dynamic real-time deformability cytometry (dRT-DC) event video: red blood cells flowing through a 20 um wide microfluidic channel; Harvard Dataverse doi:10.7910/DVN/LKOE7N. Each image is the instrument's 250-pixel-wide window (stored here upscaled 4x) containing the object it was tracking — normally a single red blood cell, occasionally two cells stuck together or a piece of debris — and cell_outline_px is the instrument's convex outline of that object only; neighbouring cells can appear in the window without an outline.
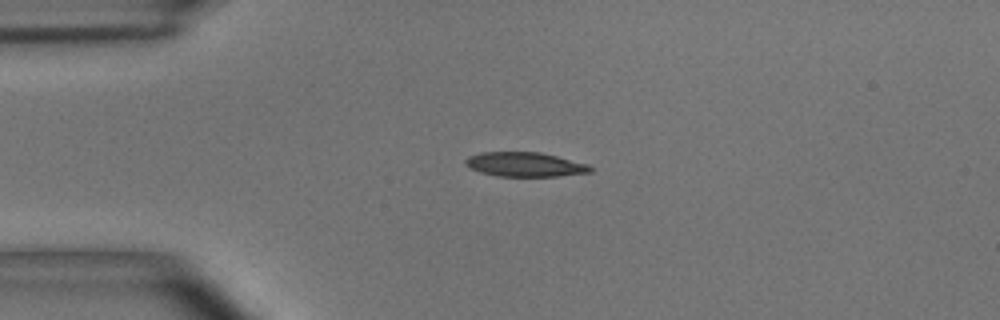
{"species": "common noctule bat (a hibernating species)", "species_latin": "Nyctalus noctula", "temperature_condition": "room temperature", "stored_images_in_passage": 4, "camera_frame_rate_fps": 3000, "um_per_image_px": 0.085, "animal": {"sex": "male", "body_mass_g": 15.6}, "frame": {"image": 1, "passage_image": 4, "time_ms": 1.0, "image_size_px": [1000, 320], "cell_outline_px": [[596, 168], [592, 172], [556, 176], [496, 176], [480, 172], [468, 168], [464, 164], [464, 160], [468, 156], [480, 152], [540, 152], [588, 164]], "centroid_in_image_um": [44.6, 13.98], "position_along_channel_um": 40.4, "area_um2": 17.92}}